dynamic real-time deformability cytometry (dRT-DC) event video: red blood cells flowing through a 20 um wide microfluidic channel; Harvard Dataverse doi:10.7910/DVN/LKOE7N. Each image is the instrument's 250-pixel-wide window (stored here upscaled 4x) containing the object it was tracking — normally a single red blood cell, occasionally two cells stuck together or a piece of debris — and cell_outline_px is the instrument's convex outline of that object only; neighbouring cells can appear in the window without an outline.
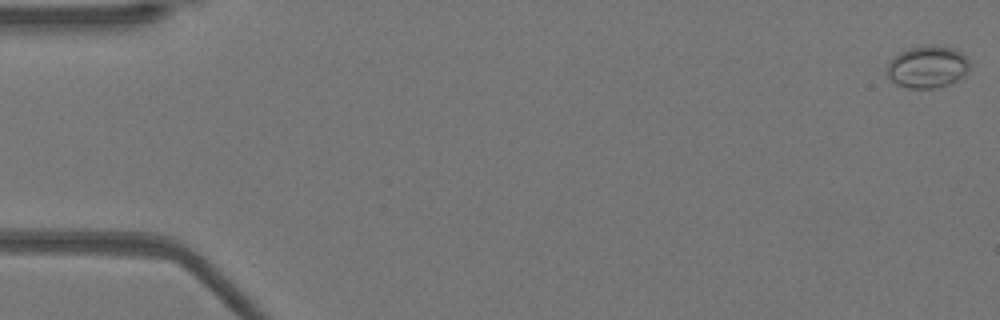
{"species": "Egyptian fruit bat (a non-hibernating species)", "species_latin": "Rousettus aegyptiacus", "temperature_condition": "warm", "stored_images_in_passage": 52, "camera_frame_rate_fps": 3000, "um_per_image_px": 0.085, "animal": {"sex": "female"}, "frame": {"image": 1, "passage_image": 1, "time_ms": 0.0, "image_size_px": [1000, 320], "cell_outline_px": [[968, 68], [964, 76], [948, 84], [936, 88], [908, 88], [896, 84], [888, 76], [888, 64], [900, 52], [908, 48], [932, 44], [956, 48], [968, 60]], "centroid_in_image_um": [78.85, 5.67], "position_along_channel_um": 6.2, "area_um2": 20.11}}
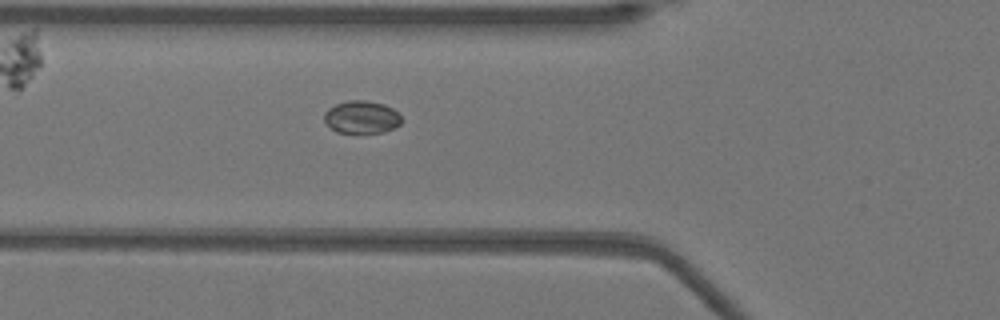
{"frame": {"image": 2, "passage_image": 19, "time_ms": 6.0, "image_size_px": [1000, 320], "cell_outline_px": [[400, 124], [384, 132], [336, 132], [324, 120], [324, 112], [328, 108], [336, 104], [348, 100], [368, 100], [384, 104], [392, 108], [400, 116]], "centroid_in_image_um": [30.71, 9.93], "position_along_channel_um": 95.1, "area_um2": 14.51}}
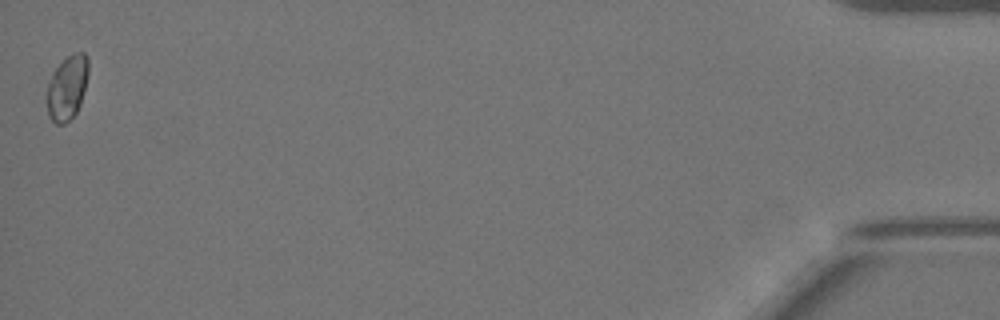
{"frame": {"image": 3, "passage_image": 52, "time_ms": 17.0, "image_size_px": [1000, 320], "cell_outline_px": [[88, 72], [80, 104], [76, 112], [64, 124], [56, 124], [48, 116], [48, 84], [52, 72], [72, 52], [84, 52], [88, 56]], "centroid_in_image_um": [5.72, 7.42], "position_along_channel_um": 429.5, "area_um2": 15.26}}